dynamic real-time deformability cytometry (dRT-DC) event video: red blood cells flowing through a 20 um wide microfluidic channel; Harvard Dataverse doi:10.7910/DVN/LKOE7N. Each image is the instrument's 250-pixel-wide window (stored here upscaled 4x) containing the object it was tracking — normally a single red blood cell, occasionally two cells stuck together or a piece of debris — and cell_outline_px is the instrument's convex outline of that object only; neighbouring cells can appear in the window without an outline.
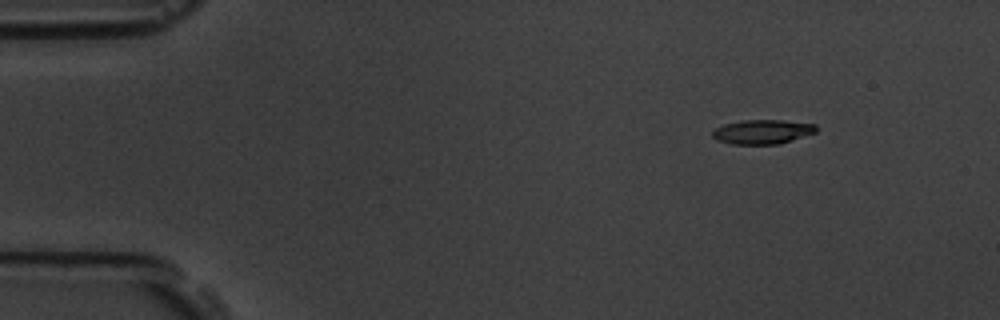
{"species": "common noctule bat (a hibernating species)", "species_latin": "Nyctalus noctula", "temperature_condition": "room temperature", "stored_images_in_passage": 6, "camera_frame_rate_fps": 3000, "um_per_image_px": 0.085, "animal": {"sex": "male", "body_mass_g": 19.5, "forearm_length_mm": 54.6}, "frame": {"image": 1, "passage_image": 2, "time_ms": 0.333, "image_size_px": [1000, 320], "cell_outline_px": [[816, 132], [780, 144], [732, 144], [716, 140], [712, 136], [712, 132], [716, 128], [724, 124], [744, 120], [780, 120], [816, 124]], "centroid_in_image_um": [64.79, 11.2], "position_along_channel_um": 20.2, "area_um2": 14.62}}
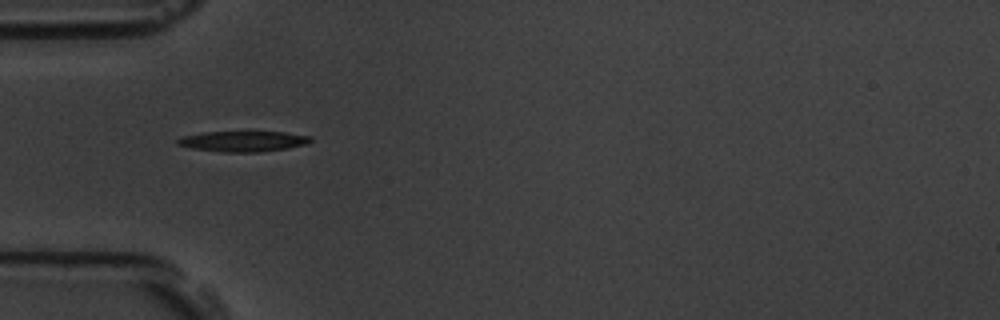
{"frame": {"image": 2, "passage_image": 5, "time_ms": 1.333, "image_size_px": [1000, 320], "cell_outline_px": [[312, 140], [304, 144], [288, 148], [260, 152], [220, 152], [192, 148], [176, 144], [176, 140], [184, 136], [204, 132], [284, 132], [312, 136]], "centroid_in_image_um": [20.66, 12.01], "position_along_channel_um": 64.3, "area_um2": 15.84}}
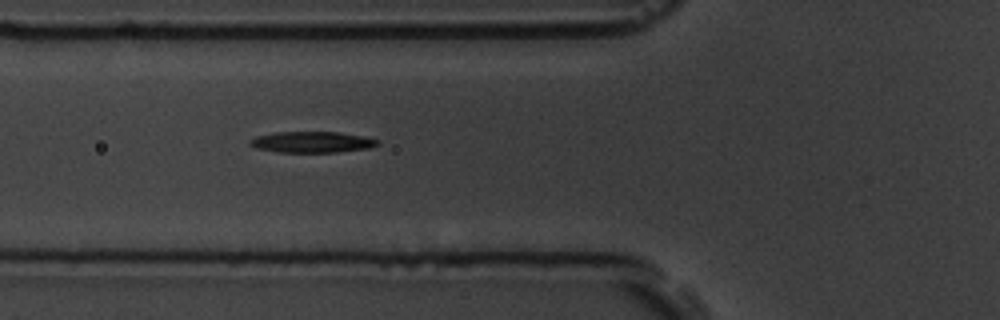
{"frame": {"image": 3, "passage_image": 6, "time_ms": 1.667, "image_size_px": [1000, 320], "cell_outline_px": [[380, 144], [368, 148], [336, 152], [280, 152], [256, 148], [248, 140], [256, 136], [276, 132], [336, 132], [364, 136], [380, 140]], "centroid_in_image_um": [26.55, 12.07], "position_along_channel_um": 99.3, "area_um2": 15.55}}